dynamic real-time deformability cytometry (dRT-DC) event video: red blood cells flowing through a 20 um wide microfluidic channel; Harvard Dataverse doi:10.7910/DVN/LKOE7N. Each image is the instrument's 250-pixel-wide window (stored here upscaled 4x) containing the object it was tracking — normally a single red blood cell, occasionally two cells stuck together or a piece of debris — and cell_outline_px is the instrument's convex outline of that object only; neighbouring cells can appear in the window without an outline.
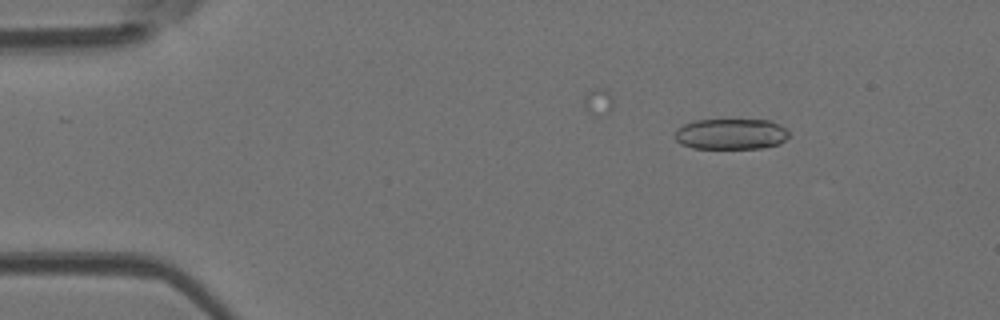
{"species": "Egyptian fruit bat (a non-hibernating species)", "species_latin": "Rousettus aegyptiacus", "temperature_condition": "room temperature", "stored_images_in_passage": 24, "camera_frame_rate_fps": 3000, "um_per_image_px": 0.085, "animal": {"sex": "female"}, "frame": {"image": 1, "passage_image": 2, "time_ms": 0.333, "image_size_px": [1000, 320], "cell_outline_px": [[788, 136], [780, 144], [764, 148], [692, 148], [680, 144], [676, 140], [676, 128], [684, 124], [696, 120], [768, 120], [780, 124], [788, 132]], "centroid_in_image_um": [62.13, 11.39], "position_along_channel_um": 22.9, "area_um2": 20.46}}
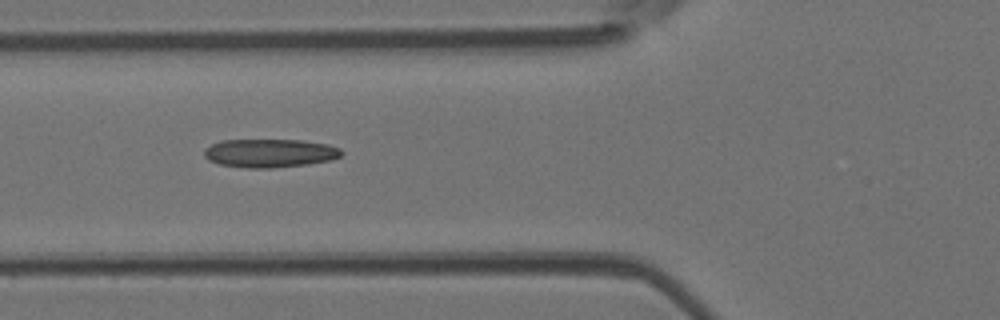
{"frame": {"image": 2, "passage_image": 14, "time_ms": 4.333, "image_size_px": [1000, 320], "cell_outline_px": [[344, 152], [340, 156], [332, 160], [308, 164], [272, 168], [248, 168], [220, 164], [208, 160], [204, 156], [204, 152], [212, 144], [224, 140], [300, 140], [328, 144], [340, 148]], "centroid_in_image_um": [22.98, 13.02], "position_along_channel_um": 102.8, "area_um2": 22.72}}
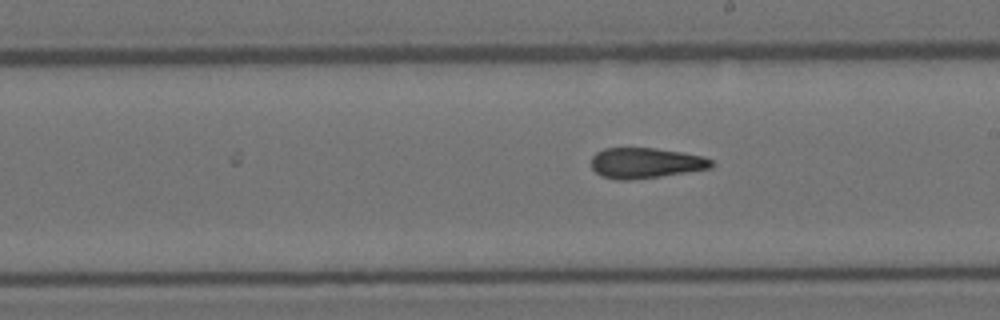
{"frame": {"image": 3, "passage_image": 24, "time_ms": 7.667, "image_size_px": [1000, 320], "cell_outline_px": [[712, 168], [660, 176], [632, 180], [616, 180], [600, 176], [592, 168], [592, 156], [596, 152], [604, 148], [656, 148], [704, 156], [712, 160]], "centroid_in_image_um": [54.85, 13.86], "position_along_channel_um": 234.2, "area_um2": 21.39}}